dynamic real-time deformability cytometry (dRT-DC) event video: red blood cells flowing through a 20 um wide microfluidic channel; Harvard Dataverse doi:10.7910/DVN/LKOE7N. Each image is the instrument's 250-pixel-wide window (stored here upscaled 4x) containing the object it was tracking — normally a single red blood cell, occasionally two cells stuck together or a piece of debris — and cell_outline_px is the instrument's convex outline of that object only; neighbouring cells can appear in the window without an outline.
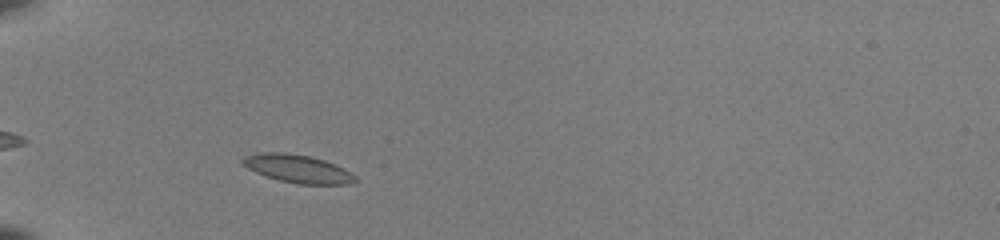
{"species": "common noctule bat (a hibernating species)", "species_latin": "Nyctalus noctula", "temperature_condition": "room temperature", "stored_images_in_passage": 31, "camera_frame_rate_fps": 3000, "um_per_image_px": 0.085, "animal": {"sex": "female", "body_mass_g": 22.0, "forearm_length_mm": 56.7}, "frame": {"image": 1, "passage_image": 4, "time_ms": 1.0, "image_size_px": [1000, 240], "cell_outline_px": [[360, 180], [348, 184], [296, 184], [280, 180], [256, 172], [240, 164], [240, 160], [244, 156], [260, 152], [284, 152], [312, 156], [324, 160], [344, 168], [356, 176]], "centroid_in_image_um": [25.3, 14.33], "position_along_channel_um": 59.7, "area_um2": 18.55}}
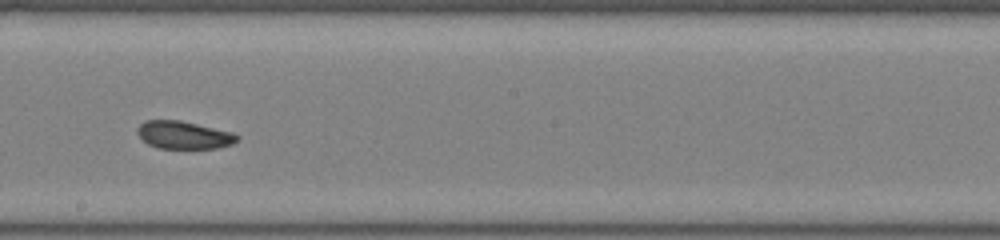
{"frame": {"image": 2, "passage_image": 18, "time_ms": 5.667, "image_size_px": [1000, 240], "cell_outline_px": [[240, 140], [232, 144], [220, 148], [156, 148], [148, 144], [136, 132], [136, 128], [144, 120], [180, 120], [232, 132], [240, 136]], "centroid_in_image_um": [15.63, 11.47], "position_along_channel_um": 232.6, "area_um2": 16.24}}
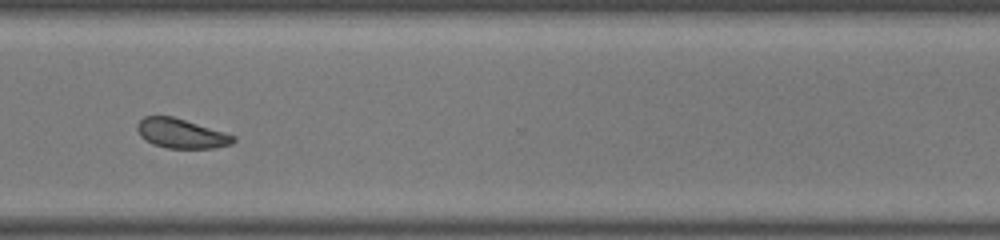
{"frame": {"image": 3, "passage_image": 27, "time_ms": 8.667, "image_size_px": [1000, 240], "cell_outline_px": [[236, 140], [232, 144], [212, 148], [168, 148], [152, 144], [140, 136], [136, 128], [136, 124], [144, 116], [172, 116], [224, 132], [236, 136]], "centroid_in_image_um": [15.38, 11.35], "position_along_channel_um": 355.2, "area_um2": 16.47}, "authors_computed_cell_mechanics": {"area_um2": 17.4556, "velocity_mm_per_s": 4.0615, "shape_relaxation_time_tau1_ms": 7.379, "shape_relaxation_time_tau2_ms": 2.4859, "deformation_change_tau1": 0.0969, "deformation_change_tau2": 0.0677}}